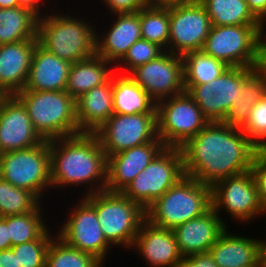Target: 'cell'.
Here are the masks:
<instances>
[{
  "label": "cell",
  "mask_w": 266,
  "mask_h": 267,
  "mask_svg": "<svg viewBox=\"0 0 266 267\" xmlns=\"http://www.w3.org/2000/svg\"><path fill=\"white\" fill-rule=\"evenodd\" d=\"M181 150L185 175L209 186L250 171L260 152L237 121L209 122Z\"/></svg>",
  "instance_id": "6da1fadb"
},
{
  "label": "cell",
  "mask_w": 266,
  "mask_h": 267,
  "mask_svg": "<svg viewBox=\"0 0 266 267\" xmlns=\"http://www.w3.org/2000/svg\"><path fill=\"white\" fill-rule=\"evenodd\" d=\"M52 188L87 187L82 196L105 191L107 156L95 133L49 140Z\"/></svg>",
  "instance_id": "7a4b0ae2"
},
{
  "label": "cell",
  "mask_w": 266,
  "mask_h": 267,
  "mask_svg": "<svg viewBox=\"0 0 266 267\" xmlns=\"http://www.w3.org/2000/svg\"><path fill=\"white\" fill-rule=\"evenodd\" d=\"M46 13L38 18L37 25V40L42 48L71 64L96 54L97 27L94 22L84 21L76 14L71 16L70 12Z\"/></svg>",
  "instance_id": "3957f363"
},
{
  "label": "cell",
  "mask_w": 266,
  "mask_h": 267,
  "mask_svg": "<svg viewBox=\"0 0 266 267\" xmlns=\"http://www.w3.org/2000/svg\"><path fill=\"white\" fill-rule=\"evenodd\" d=\"M15 96L26 107L35 130L44 140L82 133L77 124L76 100L66 90H22Z\"/></svg>",
  "instance_id": "277c9868"
},
{
  "label": "cell",
  "mask_w": 266,
  "mask_h": 267,
  "mask_svg": "<svg viewBox=\"0 0 266 267\" xmlns=\"http://www.w3.org/2000/svg\"><path fill=\"white\" fill-rule=\"evenodd\" d=\"M211 208V186L189 176L182 177L146 210L154 226L174 229L202 216Z\"/></svg>",
  "instance_id": "5b68a950"
},
{
  "label": "cell",
  "mask_w": 266,
  "mask_h": 267,
  "mask_svg": "<svg viewBox=\"0 0 266 267\" xmlns=\"http://www.w3.org/2000/svg\"><path fill=\"white\" fill-rule=\"evenodd\" d=\"M96 210L105 239L116 248L131 249L145 210L121 192L101 191L83 196Z\"/></svg>",
  "instance_id": "8992f818"
},
{
  "label": "cell",
  "mask_w": 266,
  "mask_h": 267,
  "mask_svg": "<svg viewBox=\"0 0 266 267\" xmlns=\"http://www.w3.org/2000/svg\"><path fill=\"white\" fill-rule=\"evenodd\" d=\"M184 176L181 148L164 147L121 193L146 210Z\"/></svg>",
  "instance_id": "52a82bcc"
},
{
  "label": "cell",
  "mask_w": 266,
  "mask_h": 267,
  "mask_svg": "<svg viewBox=\"0 0 266 267\" xmlns=\"http://www.w3.org/2000/svg\"><path fill=\"white\" fill-rule=\"evenodd\" d=\"M0 177L43 200L45 192L52 190L49 141L28 149L1 153Z\"/></svg>",
  "instance_id": "ba28073f"
},
{
  "label": "cell",
  "mask_w": 266,
  "mask_h": 267,
  "mask_svg": "<svg viewBox=\"0 0 266 267\" xmlns=\"http://www.w3.org/2000/svg\"><path fill=\"white\" fill-rule=\"evenodd\" d=\"M261 25L213 26L202 51L229 67L257 68Z\"/></svg>",
  "instance_id": "9c48e42d"
},
{
  "label": "cell",
  "mask_w": 266,
  "mask_h": 267,
  "mask_svg": "<svg viewBox=\"0 0 266 267\" xmlns=\"http://www.w3.org/2000/svg\"><path fill=\"white\" fill-rule=\"evenodd\" d=\"M254 68L228 67L209 83L184 85L209 122H232V106L241 100L242 80Z\"/></svg>",
  "instance_id": "30bf717a"
},
{
  "label": "cell",
  "mask_w": 266,
  "mask_h": 267,
  "mask_svg": "<svg viewBox=\"0 0 266 267\" xmlns=\"http://www.w3.org/2000/svg\"><path fill=\"white\" fill-rule=\"evenodd\" d=\"M157 135L165 147L181 148L209 121L187 92L157 102Z\"/></svg>",
  "instance_id": "8fae6325"
},
{
  "label": "cell",
  "mask_w": 266,
  "mask_h": 267,
  "mask_svg": "<svg viewBox=\"0 0 266 267\" xmlns=\"http://www.w3.org/2000/svg\"><path fill=\"white\" fill-rule=\"evenodd\" d=\"M211 207L219 215L221 210L227 212L239 223H250L266 215L251 171L214 183L211 186Z\"/></svg>",
  "instance_id": "7c38bea8"
},
{
  "label": "cell",
  "mask_w": 266,
  "mask_h": 267,
  "mask_svg": "<svg viewBox=\"0 0 266 267\" xmlns=\"http://www.w3.org/2000/svg\"><path fill=\"white\" fill-rule=\"evenodd\" d=\"M78 201L76 206L72 203L56 235L67 245L93 255L104 264L114 247L105 239L95 208L83 196Z\"/></svg>",
  "instance_id": "4fadbf2b"
},
{
  "label": "cell",
  "mask_w": 266,
  "mask_h": 267,
  "mask_svg": "<svg viewBox=\"0 0 266 267\" xmlns=\"http://www.w3.org/2000/svg\"><path fill=\"white\" fill-rule=\"evenodd\" d=\"M94 133L106 156L160 140L157 135V113L113 114Z\"/></svg>",
  "instance_id": "5bb4252c"
},
{
  "label": "cell",
  "mask_w": 266,
  "mask_h": 267,
  "mask_svg": "<svg viewBox=\"0 0 266 267\" xmlns=\"http://www.w3.org/2000/svg\"><path fill=\"white\" fill-rule=\"evenodd\" d=\"M211 27L210 17L199 1L169 7L168 52L183 56L202 50Z\"/></svg>",
  "instance_id": "9a60e30c"
},
{
  "label": "cell",
  "mask_w": 266,
  "mask_h": 267,
  "mask_svg": "<svg viewBox=\"0 0 266 267\" xmlns=\"http://www.w3.org/2000/svg\"><path fill=\"white\" fill-rule=\"evenodd\" d=\"M156 103L185 92L183 59L165 51L158 58L138 66L128 74Z\"/></svg>",
  "instance_id": "2e32d148"
},
{
  "label": "cell",
  "mask_w": 266,
  "mask_h": 267,
  "mask_svg": "<svg viewBox=\"0 0 266 267\" xmlns=\"http://www.w3.org/2000/svg\"><path fill=\"white\" fill-rule=\"evenodd\" d=\"M44 141L23 103L15 95H3L0 98V154L28 149Z\"/></svg>",
  "instance_id": "e0dca14e"
},
{
  "label": "cell",
  "mask_w": 266,
  "mask_h": 267,
  "mask_svg": "<svg viewBox=\"0 0 266 267\" xmlns=\"http://www.w3.org/2000/svg\"><path fill=\"white\" fill-rule=\"evenodd\" d=\"M164 147L161 140H153L107 156L105 190L122 192Z\"/></svg>",
  "instance_id": "ac0fdd59"
},
{
  "label": "cell",
  "mask_w": 266,
  "mask_h": 267,
  "mask_svg": "<svg viewBox=\"0 0 266 267\" xmlns=\"http://www.w3.org/2000/svg\"><path fill=\"white\" fill-rule=\"evenodd\" d=\"M131 250L139 253L150 267H179L184 258L173 230L154 226L146 219L140 225Z\"/></svg>",
  "instance_id": "d6986e66"
},
{
  "label": "cell",
  "mask_w": 266,
  "mask_h": 267,
  "mask_svg": "<svg viewBox=\"0 0 266 267\" xmlns=\"http://www.w3.org/2000/svg\"><path fill=\"white\" fill-rule=\"evenodd\" d=\"M227 226L211 207L202 216L175 227L173 232L182 256L186 257L208 253Z\"/></svg>",
  "instance_id": "ffe728a7"
},
{
  "label": "cell",
  "mask_w": 266,
  "mask_h": 267,
  "mask_svg": "<svg viewBox=\"0 0 266 267\" xmlns=\"http://www.w3.org/2000/svg\"><path fill=\"white\" fill-rule=\"evenodd\" d=\"M112 16L115 19H112L107 32L105 29L103 33L99 31L100 35L96 33V55L115 66L142 36L139 12Z\"/></svg>",
  "instance_id": "44dd1931"
},
{
  "label": "cell",
  "mask_w": 266,
  "mask_h": 267,
  "mask_svg": "<svg viewBox=\"0 0 266 267\" xmlns=\"http://www.w3.org/2000/svg\"><path fill=\"white\" fill-rule=\"evenodd\" d=\"M37 39L0 45V92L15 95L25 87Z\"/></svg>",
  "instance_id": "7402d4cb"
},
{
  "label": "cell",
  "mask_w": 266,
  "mask_h": 267,
  "mask_svg": "<svg viewBox=\"0 0 266 267\" xmlns=\"http://www.w3.org/2000/svg\"><path fill=\"white\" fill-rule=\"evenodd\" d=\"M228 229L209 250L218 267H261L262 239L236 235Z\"/></svg>",
  "instance_id": "603a6c76"
},
{
  "label": "cell",
  "mask_w": 266,
  "mask_h": 267,
  "mask_svg": "<svg viewBox=\"0 0 266 267\" xmlns=\"http://www.w3.org/2000/svg\"><path fill=\"white\" fill-rule=\"evenodd\" d=\"M71 63L36 45L23 90L64 91Z\"/></svg>",
  "instance_id": "cb8c5ba5"
},
{
  "label": "cell",
  "mask_w": 266,
  "mask_h": 267,
  "mask_svg": "<svg viewBox=\"0 0 266 267\" xmlns=\"http://www.w3.org/2000/svg\"><path fill=\"white\" fill-rule=\"evenodd\" d=\"M113 114L111 78L105 84L92 88L76 99V118L81 132L94 133Z\"/></svg>",
  "instance_id": "d4e9b609"
},
{
  "label": "cell",
  "mask_w": 266,
  "mask_h": 267,
  "mask_svg": "<svg viewBox=\"0 0 266 267\" xmlns=\"http://www.w3.org/2000/svg\"><path fill=\"white\" fill-rule=\"evenodd\" d=\"M115 72V66L99 55L71 64L66 91L75 100L94 87L105 84Z\"/></svg>",
  "instance_id": "484cf974"
},
{
  "label": "cell",
  "mask_w": 266,
  "mask_h": 267,
  "mask_svg": "<svg viewBox=\"0 0 266 267\" xmlns=\"http://www.w3.org/2000/svg\"><path fill=\"white\" fill-rule=\"evenodd\" d=\"M111 79L114 114L157 113L156 101L128 74L115 71Z\"/></svg>",
  "instance_id": "4316f807"
},
{
  "label": "cell",
  "mask_w": 266,
  "mask_h": 267,
  "mask_svg": "<svg viewBox=\"0 0 266 267\" xmlns=\"http://www.w3.org/2000/svg\"><path fill=\"white\" fill-rule=\"evenodd\" d=\"M38 17L27 8H0V45L37 39Z\"/></svg>",
  "instance_id": "83f0119b"
},
{
  "label": "cell",
  "mask_w": 266,
  "mask_h": 267,
  "mask_svg": "<svg viewBox=\"0 0 266 267\" xmlns=\"http://www.w3.org/2000/svg\"><path fill=\"white\" fill-rule=\"evenodd\" d=\"M213 26L261 25L245 0H199Z\"/></svg>",
  "instance_id": "f1b7e54d"
},
{
  "label": "cell",
  "mask_w": 266,
  "mask_h": 267,
  "mask_svg": "<svg viewBox=\"0 0 266 267\" xmlns=\"http://www.w3.org/2000/svg\"><path fill=\"white\" fill-rule=\"evenodd\" d=\"M184 85L209 83L218 78L229 67L219 59L202 50L191 51L182 56Z\"/></svg>",
  "instance_id": "f546056e"
},
{
  "label": "cell",
  "mask_w": 266,
  "mask_h": 267,
  "mask_svg": "<svg viewBox=\"0 0 266 267\" xmlns=\"http://www.w3.org/2000/svg\"><path fill=\"white\" fill-rule=\"evenodd\" d=\"M42 205L29 213L7 216V228L12 246L36 240L48 229Z\"/></svg>",
  "instance_id": "4dcf8cb0"
},
{
  "label": "cell",
  "mask_w": 266,
  "mask_h": 267,
  "mask_svg": "<svg viewBox=\"0 0 266 267\" xmlns=\"http://www.w3.org/2000/svg\"><path fill=\"white\" fill-rule=\"evenodd\" d=\"M142 39L168 51L169 7L147 5L139 11Z\"/></svg>",
  "instance_id": "1f68e13d"
},
{
  "label": "cell",
  "mask_w": 266,
  "mask_h": 267,
  "mask_svg": "<svg viewBox=\"0 0 266 267\" xmlns=\"http://www.w3.org/2000/svg\"><path fill=\"white\" fill-rule=\"evenodd\" d=\"M47 250L45 267H103L93 255L67 245L56 234Z\"/></svg>",
  "instance_id": "d6a6232c"
},
{
  "label": "cell",
  "mask_w": 266,
  "mask_h": 267,
  "mask_svg": "<svg viewBox=\"0 0 266 267\" xmlns=\"http://www.w3.org/2000/svg\"><path fill=\"white\" fill-rule=\"evenodd\" d=\"M41 202L33 192L15 187L0 177V217L32 212Z\"/></svg>",
  "instance_id": "836d02e7"
},
{
  "label": "cell",
  "mask_w": 266,
  "mask_h": 267,
  "mask_svg": "<svg viewBox=\"0 0 266 267\" xmlns=\"http://www.w3.org/2000/svg\"><path fill=\"white\" fill-rule=\"evenodd\" d=\"M237 122L250 141L260 151H266V93Z\"/></svg>",
  "instance_id": "e575fe53"
},
{
  "label": "cell",
  "mask_w": 266,
  "mask_h": 267,
  "mask_svg": "<svg viewBox=\"0 0 266 267\" xmlns=\"http://www.w3.org/2000/svg\"><path fill=\"white\" fill-rule=\"evenodd\" d=\"M266 93V76L254 68L243 80L241 100L232 106V121H238Z\"/></svg>",
  "instance_id": "d590c367"
},
{
  "label": "cell",
  "mask_w": 266,
  "mask_h": 267,
  "mask_svg": "<svg viewBox=\"0 0 266 267\" xmlns=\"http://www.w3.org/2000/svg\"><path fill=\"white\" fill-rule=\"evenodd\" d=\"M50 230L48 228L36 240L11 247L14 255H17L19 267H45L47 250L54 237Z\"/></svg>",
  "instance_id": "8d00e7d4"
},
{
  "label": "cell",
  "mask_w": 266,
  "mask_h": 267,
  "mask_svg": "<svg viewBox=\"0 0 266 267\" xmlns=\"http://www.w3.org/2000/svg\"><path fill=\"white\" fill-rule=\"evenodd\" d=\"M164 52L165 50L159 45L140 39L131 45L124 57L115 65V71L129 74L138 66L158 58Z\"/></svg>",
  "instance_id": "74e56055"
},
{
  "label": "cell",
  "mask_w": 266,
  "mask_h": 267,
  "mask_svg": "<svg viewBox=\"0 0 266 267\" xmlns=\"http://www.w3.org/2000/svg\"><path fill=\"white\" fill-rule=\"evenodd\" d=\"M250 171L257 186L261 204L266 211V151H260L255 156Z\"/></svg>",
  "instance_id": "f35d334b"
},
{
  "label": "cell",
  "mask_w": 266,
  "mask_h": 267,
  "mask_svg": "<svg viewBox=\"0 0 266 267\" xmlns=\"http://www.w3.org/2000/svg\"><path fill=\"white\" fill-rule=\"evenodd\" d=\"M101 2L113 15L137 13L149 4L148 0H102Z\"/></svg>",
  "instance_id": "ab89813d"
},
{
  "label": "cell",
  "mask_w": 266,
  "mask_h": 267,
  "mask_svg": "<svg viewBox=\"0 0 266 267\" xmlns=\"http://www.w3.org/2000/svg\"><path fill=\"white\" fill-rule=\"evenodd\" d=\"M179 267H218V265L208 252L184 257Z\"/></svg>",
  "instance_id": "60d3db41"
},
{
  "label": "cell",
  "mask_w": 266,
  "mask_h": 267,
  "mask_svg": "<svg viewBox=\"0 0 266 267\" xmlns=\"http://www.w3.org/2000/svg\"><path fill=\"white\" fill-rule=\"evenodd\" d=\"M249 10L260 21L263 29L266 27V0H245Z\"/></svg>",
  "instance_id": "b9f144b4"
},
{
  "label": "cell",
  "mask_w": 266,
  "mask_h": 267,
  "mask_svg": "<svg viewBox=\"0 0 266 267\" xmlns=\"http://www.w3.org/2000/svg\"><path fill=\"white\" fill-rule=\"evenodd\" d=\"M42 1H44V2L42 3ZM45 1L47 2V0H17V4H18L19 7H23V8L29 9L38 18H40L43 15H45V13H44L46 11L45 8H47V7H44ZM42 8H44V9H42Z\"/></svg>",
  "instance_id": "7bdbcfd3"
},
{
  "label": "cell",
  "mask_w": 266,
  "mask_h": 267,
  "mask_svg": "<svg viewBox=\"0 0 266 267\" xmlns=\"http://www.w3.org/2000/svg\"><path fill=\"white\" fill-rule=\"evenodd\" d=\"M11 239L7 228V216L0 217V251L11 249Z\"/></svg>",
  "instance_id": "ee69618b"
},
{
  "label": "cell",
  "mask_w": 266,
  "mask_h": 267,
  "mask_svg": "<svg viewBox=\"0 0 266 267\" xmlns=\"http://www.w3.org/2000/svg\"><path fill=\"white\" fill-rule=\"evenodd\" d=\"M0 267H19L17 255H14L12 249L0 251Z\"/></svg>",
  "instance_id": "f6af8a7d"
},
{
  "label": "cell",
  "mask_w": 266,
  "mask_h": 267,
  "mask_svg": "<svg viewBox=\"0 0 266 267\" xmlns=\"http://www.w3.org/2000/svg\"><path fill=\"white\" fill-rule=\"evenodd\" d=\"M257 68L266 76V31L265 30L260 35L259 62Z\"/></svg>",
  "instance_id": "bcb514c9"
},
{
  "label": "cell",
  "mask_w": 266,
  "mask_h": 267,
  "mask_svg": "<svg viewBox=\"0 0 266 267\" xmlns=\"http://www.w3.org/2000/svg\"><path fill=\"white\" fill-rule=\"evenodd\" d=\"M199 0H148L149 5L159 6V7H171L177 5H184L197 2Z\"/></svg>",
  "instance_id": "7dc6e473"
},
{
  "label": "cell",
  "mask_w": 266,
  "mask_h": 267,
  "mask_svg": "<svg viewBox=\"0 0 266 267\" xmlns=\"http://www.w3.org/2000/svg\"><path fill=\"white\" fill-rule=\"evenodd\" d=\"M18 7L17 0H0V8Z\"/></svg>",
  "instance_id": "c3c4849f"
},
{
  "label": "cell",
  "mask_w": 266,
  "mask_h": 267,
  "mask_svg": "<svg viewBox=\"0 0 266 267\" xmlns=\"http://www.w3.org/2000/svg\"><path fill=\"white\" fill-rule=\"evenodd\" d=\"M261 267H266V240H262Z\"/></svg>",
  "instance_id": "681fc988"
}]
</instances>
